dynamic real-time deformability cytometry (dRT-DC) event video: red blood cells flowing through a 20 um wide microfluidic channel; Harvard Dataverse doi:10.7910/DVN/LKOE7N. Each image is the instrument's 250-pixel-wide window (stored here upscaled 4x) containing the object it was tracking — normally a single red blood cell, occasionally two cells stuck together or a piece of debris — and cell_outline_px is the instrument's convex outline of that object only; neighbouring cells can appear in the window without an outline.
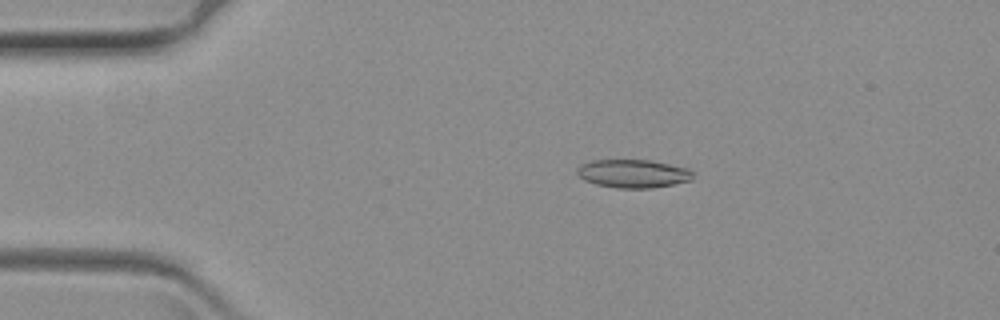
{"species": "common noctule bat (a hibernating species)", "species_latin": "Nyctalus noctula", "temperature_condition": "warm", "stored_images_in_passage": 59, "camera_frame_rate_fps": 3000, "um_per_image_px": 0.085, "animal": {"sex": "female", "body_mass_g": 19.3, "forearm_length_mm": 54.1}, "frame": {"image": 1, "passage_image": 9, "time_ms": 2.667, "image_size_px": [1000, 320], "cell_outline_px": [[692, 180], [652, 188], [616, 188], [596, 184], [584, 180], [576, 172], [576, 168], [580, 164], [592, 160], [652, 160], [688, 168], [692, 172]], "centroid_in_image_um": [53.79, 14.75], "position_along_channel_um": 31.2, "area_um2": 19.13}}
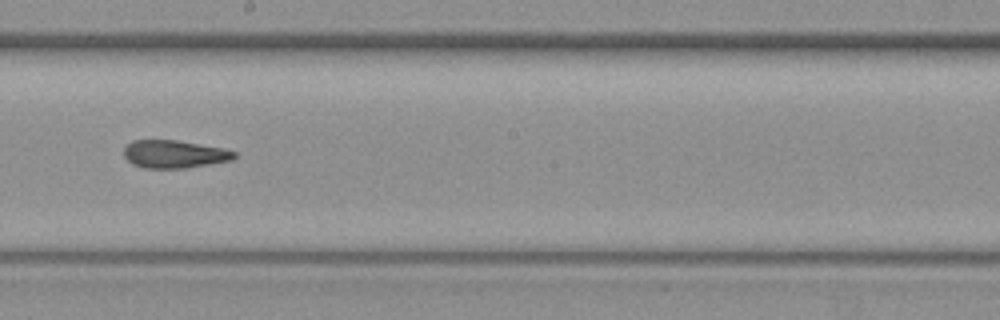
{"frame": {"image": 2, "passage_image": 32, "time_ms": 10.333, "image_size_px": [1000, 320], "cell_outline_px": [[236, 156], [232, 160], [184, 168], [144, 168], [132, 164], [124, 156], [124, 148], [132, 140], [176, 140], [220, 148], [236, 152]], "centroid_in_image_um": [14.77, 13.1], "position_along_channel_um": 233.4, "area_um2": 17.69}}
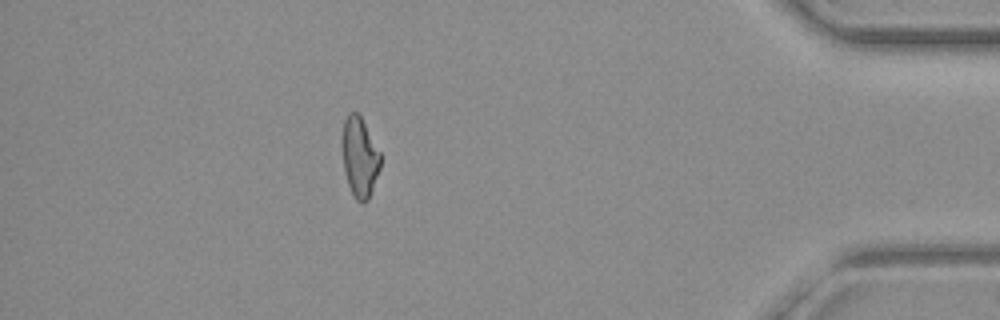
{"frame": {"image": 3, "passage_image": 52, "time_ms": 17.0, "image_size_px": [1000, 320], "cell_outline_px": [[380, 168], [368, 200], [364, 204], [360, 204], [356, 200], [348, 184], [344, 168], [344, 120], [348, 112], [356, 112], [360, 116], [380, 152]], "centroid_in_image_um": [30.6, 13.4], "position_along_channel_um": 404.6, "area_um2": 17.22}}